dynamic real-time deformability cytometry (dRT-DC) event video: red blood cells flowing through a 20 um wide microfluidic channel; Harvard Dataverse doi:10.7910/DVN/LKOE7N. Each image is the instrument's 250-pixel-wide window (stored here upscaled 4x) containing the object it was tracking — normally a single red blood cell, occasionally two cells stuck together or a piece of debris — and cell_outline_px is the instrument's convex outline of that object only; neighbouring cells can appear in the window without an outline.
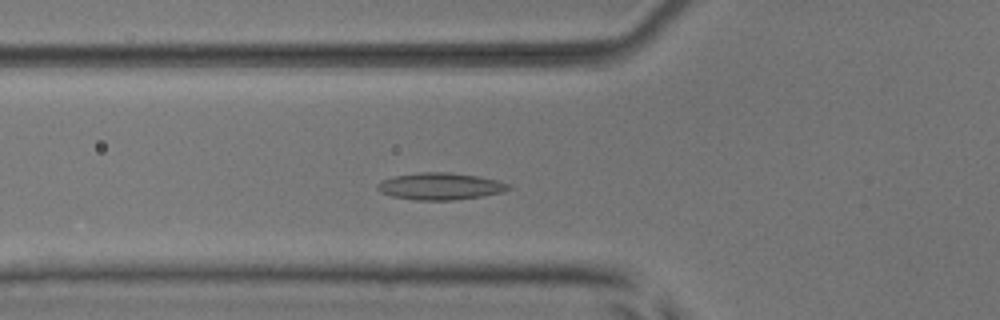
{"species": "common noctule bat (a hibernating species)", "species_latin": "Nyctalus noctula", "temperature_condition": "room temperature", "stored_images_in_passage": 40, "camera_frame_rate_fps": 3000, "um_per_image_px": 0.085, "animal": {"sex": "male", "body_mass_g": 17.9, "forearm_length_mm": 54.2}, "frame": {"image": 1, "passage_image": 12, "time_ms": 3.667, "image_size_px": [1000, 320], "cell_outline_px": [[512, 188], [500, 192], [480, 196], [452, 200], [416, 200], [392, 196], [380, 192], [376, 188], [376, 184], [392, 176], [420, 172], [448, 172], [480, 176], [500, 180], [508, 184]], "centroid_in_image_um": [37.41, 15.82], "position_along_channel_um": 88.4, "area_um2": 20.58}}
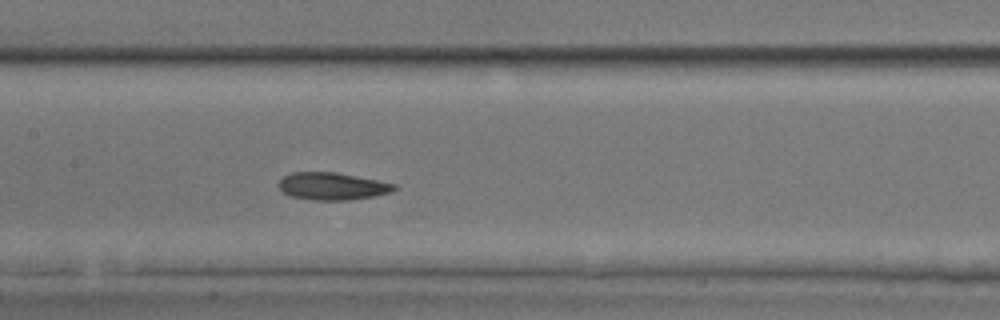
{"frame": {"image": 2, "passage_image": 19, "time_ms": 6.0, "image_size_px": [1000, 320], "cell_outline_px": [[400, 188], [392, 192], [352, 200], [312, 200], [288, 196], [276, 184], [284, 176], [292, 172], [336, 172], [396, 184]], "centroid_in_image_um": [28.24, 15.83], "position_along_channel_um": 179.2, "area_um2": 18.55}}
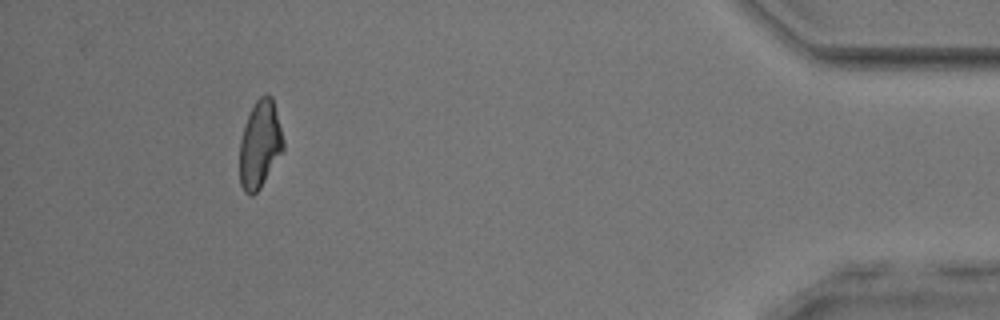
{"frame": {"image": 3, "passage_image": 36, "time_ms": 11.667, "image_size_px": [1000, 320], "cell_outline_px": [[284, 152], [260, 188], [252, 196], [248, 196], [244, 192], [240, 184], [240, 140], [244, 124], [256, 100], [260, 96], [272, 96], [284, 140]], "centroid_in_image_um": [22.1, 12.32], "position_along_channel_um": 413.1, "area_um2": 22.37}, "authors_computed_cell_mechanics": {"area_um2": 19.5653, "velocity_mm_per_s": 3.8997, "shape_relaxation_time_tau1_ms": 7.2294, "shape_relaxation_time_tau2_ms": 4.1638, "deformation_change_tau1": 0.1219, "deformation_change_tau2": 0.1026}}